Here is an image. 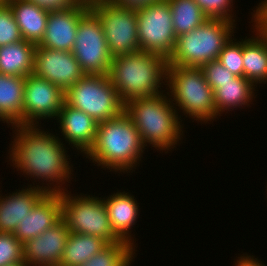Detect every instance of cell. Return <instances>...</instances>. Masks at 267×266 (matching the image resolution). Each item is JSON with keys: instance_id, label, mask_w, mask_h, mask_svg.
<instances>
[{"instance_id": "6da1fadb", "label": "cell", "mask_w": 267, "mask_h": 266, "mask_svg": "<svg viewBox=\"0 0 267 266\" xmlns=\"http://www.w3.org/2000/svg\"><path fill=\"white\" fill-rule=\"evenodd\" d=\"M40 128L39 125L12 126L15 135L9 144V161L17 171L23 172L22 175L33 177L32 180L41 179L43 185L46 183V186H41L46 193H62L67 190L62 185L70 183L73 178L70 156L60 141L62 138Z\"/></svg>"}, {"instance_id": "7a4b0ae2", "label": "cell", "mask_w": 267, "mask_h": 266, "mask_svg": "<svg viewBox=\"0 0 267 266\" xmlns=\"http://www.w3.org/2000/svg\"><path fill=\"white\" fill-rule=\"evenodd\" d=\"M145 149L137 128L123 111L98 123L94 145L85 155L94 165L120 174L133 172Z\"/></svg>"}, {"instance_id": "3957f363", "label": "cell", "mask_w": 267, "mask_h": 266, "mask_svg": "<svg viewBox=\"0 0 267 266\" xmlns=\"http://www.w3.org/2000/svg\"><path fill=\"white\" fill-rule=\"evenodd\" d=\"M168 94H156L127 101L124 112L130 117L145 147L149 144L159 151L174 149L182 140L181 115L174 109Z\"/></svg>"}, {"instance_id": "277c9868", "label": "cell", "mask_w": 267, "mask_h": 266, "mask_svg": "<svg viewBox=\"0 0 267 266\" xmlns=\"http://www.w3.org/2000/svg\"><path fill=\"white\" fill-rule=\"evenodd\" d=\"M167 66L164 57L140 51L113 57L107 76L125 104L131 99L165 93L161 86L166 85Z\"/></svg>"}, {"instance_id": "5b68a950", "label": "cell", "mask_w": 267, "mask_h": 266, "mask_svg": "<svg viewBox=\"0 0 267 266\" xmlns=\"http://www.w3.org/2000/svg\"><path fill=\"white\" fill-rule=\"evenodd\" d=\"M165 87L175 109L183 111L181 113L186 117L203 124L218 118L214 90L207 83L201 68L167 66Z\"/></svg>"}, {"instance_id": "8992f818", "label": "cell", "mask_w": 267, "mask_h": 266, "mask_svg": "<svg viewBox=\"0 0 267 266\" xmlns=\"http://www.w3.org/2000/svg\"><path fill=\"white\" fill-rule=\"evenodd\" d=\"M236 24L222 19H207L201 26L179 35L168 66L201 68L218 60L222 48L234 36Z\"/></svg>"}, {"instance_id": "52a82bcc", "label": "cell", "mask_w": 267, "mask_h": 266, "mask_svg": "<svg viewBox=\"0 0 267 266\" xmlns=\"http://www.w3.org/2000/svg\"><path fill=\"white\" fill-rule=\"evenodd\" d=\"M70 193L68 190L60 193L62 219L70 233L96 236L108 244L121 242L112 230L103 198Z\"/></svg>"}, {"instance_id": "ba28073f", "label": "cell", "mask_w": 267, "mask_h": 266, "mask_svg": "<svg viewBox=\"0 0 267 266\" xmlns=\"http://www.w3.org/2000/svg\"><path fill=\"white\" fill-rule=\"evenodd\" d=\"M65 102L85 112L97 123L124 111V103L107 75H84L65 92Z\"/></svg>"}, {"instance_id": "9c48e42d", "label": "cell", "mask_w": 267, "mask_h": 266, "mask_svg": "<svg viewBox=\"0 0 267 266\" xmlns=\"http://www.w3.org/2000/svg\"><path fill=\"white\" fill-rule=\"evenodd\" d=\"M89 9L99 18L112 57L140 52L136 8L96 0Z\"/></svg>"}, {"instance_id": "30bf717a", "label": "cell", "mask_w": 267, "mask_h": 266, "mask_svg": "<svg viewBox=\"0 0 267 266\" xmlns=\"http://www.w3.org/2000/svg\"><path fill=\"white\" fill-rule=\"evenodd\" d=\"M138 43L141 51L169 60L177 37L168 0L152 1L136 8Z\"/></svg>"}, {"instance_id": "8fae6325", "label": "cell", "mask_w": 267, "mask_h": 266, "mask_svg": "<svg viewBox=\"0 0 267 266\" xmlns=\"http://www.w3.org/2000/svg\"><path fill=\"white\" fill-rule=\"evenodd\" d=\"M71 52L85 74L108 75L113 57L100 20L91 10L79 20Z\"/></svg>"}, {"instance_id": "7c38bea8", "label": "cell", "mask_w": 267, "mask_h": 266, "mask_svg": "<svg viewBox=\"0 0 267 266\" xmlns=\"http://www.w3.org/2000/svg\"><path fill=\"white\" fill-rule=\"evenodd\" d=\"M64 101L65 92L54 83L29 74L25 77L22 125H39L42 119L56 120Z\"/></svg>"}, {"instance_id": "4fadbf2b", "label": "cell", "mask_w": 267, "mask_h": 266, "mask_svg": "<svg viewBox=\"0 0 267 266\" xmlns=\"http://www.w3.org/2000/svg\"><path fill=\"white\" fill-rule=\"evenodd\" d=\"M33 74L54 83L63 92L86 75L71 51L38 45L35 48Z\"/></svg>"}, {"instance_id": "5bb4252c", "label": "cell", "mask_w": 267, "mask_h": 266, "mask_svg": "<svg viewBox=\"0 0 267 266\" xmlns=\"http://www.w3.org/2000/svg\"><path fill=\"white\" fill-rule=\"evenodd\" d=\"M69 230L63 219L23 244V259L29 266H59Z\"/></svg>"}, {"instance_id": "9a60e30c", "label": "cell", "mask_w": 267, "mask_h": 266, "mask_svg": "<svg viewBox=\"0 0 267 266\" xmlns=\"http://www.w3.org/2000/svg\"><path fill=\"white\" fill-rule=\"evenodd\" d=\"M89 10V3L81 2L69 10L49 12L45 34L38 46L72 51L79 20Z\"/></svg>"}, {"instance_id": "2e32d148", "label": "cell", "mask_w": 267, "mask_h": 266, "mask_svg": "<svg viewBox=\"0 0 267 266\" xmlns=\"http://www.w3.org/2000/svg\"><path fill=\"white\" fill-rule=\"evenodd\" d=\"M59 123V130L62 133L65 143H69L72 149L75 148L80 154H85L94 145L98 123L85 112L76 109L65 101L56 118Z\"/></svg>"}, {"instance_id": "e0dca14e", "label": "cell", "mask_w": 267, "mask_h": 266, "mask_svg": "<svg viewBox=\"0 0 267 266\" xmlns=\"http://www.w3.org/2000/svg\"><path fill=\"white\" fill-rule=\"evenodd\" d=\"M62 219L60 193H46L30 214L20 220L14 236L24 244L51 228Z\"/></svg>"}, {"instance_id": "ac0fdd59", "label": "cell", "mask_w": 267, "mask_h": 266, "mask_svg": "<svg viewBox=\"0 0 267 266\" xmlns=\"http://www.w3.org/2000/svg\"><path fill=\"white\" fill-rule=\"evenodd\" d=\"M25 188V189H24ZM22 190L6 194H0V232L14 233L20 220L30 214L36 203L46 194L40 185L33 183Z\"/></svg>"}, {"instance_id": "d6986e66", "label": "cell", "mask_w": 267, "mask_h": 266, "mask_svg": "<svg viewBox=\"0 0 267 266\" xmlns=\"http://www.w3.org/2000/svg\"><path fill=\"white\" fill-rule=\"evenodd\" d=\"M112 230L124 242L136 247L131 230L139 217V203L129 192H116L103 198ZM131 229V230H130ZM135 243V245H134Z\"/></svg>"}, {"instance_id": "ffe728a7", "label": "cell", "mask_w": 267, "mask_h": 266, "mask_svg": "<svg viewBox=\"0 0 267 266\" xmlns=\"http://www.w3.org/2000/svg\"><path fill=\"white\" fill-rule=\"evenodd\" d=\"M23 40L38 45L47 25L49 12L26 0H7Z\"/></svg>"}, {"instance_id": "44dd1931", "label": "cell", "mask_w": 267, "mask_h": 266, "mask_svg": "<svg viewBox=\"0 0 267 266\" xmlns=\"http://www.w3.org/2000/svg\"><path fill=\"white\" fill-rule=\"evenodd\" d=\"M25 77L0 73V122L22 125Z\"/></svg>"}, {"instance_id": "7402d4cb", "label": "cell", "mask_w": 267, "mask_h": 266, "mask_svg": "<svg viewBox=\"0 0 267 266\" xmlns=\"http://www.w3.org/2000/svg\"><path fill=\"white\" fill-rule=\"evenodd\" d=\"M255 85L244 77L236 76L232 81L221 83V87L214 90V103L216 115L240 108L245 105L248 107L255 98ZM232 109V110H231Z\"/></svg>"}, {"instance_id": "603a6c76", "label": "cell", "mask_w": 267, "mask_h": 266, "mask_svg": "<svg viewBox=\"0 0 267 266\" xmlns=\"http://www.w3.org/2000/svg\"><path fill=\"white\" fill-rule=\"evenodd\" d=\"M36 45L26 40L0 47V73L27 77L33 73Z\"/></svg>"}, {"instance_id": "cb8c5ba5", "label": "cell", "mask_w": 267, "mask_h": 266, "mask_svg": "<svg viewBox=\"0 0 267 266\" xmlns=\"http://www.w3.org/2000/svg\"><path fill=\"white\" fill-rule=\"evenodd\" d=\"M251 38H243V77L256 87L267 82V43L253 28Z\"/></svg>"}, {"instance_id": "d4e9b609", "label": "cell", "mask_w": 267, "mask_h": 266, "mask_svg": "<svg viewBox=\"0 0 267 266\" xmlns=\"http://www.w3.org/2000/svg\"><path fill=\"white\" fill-rule=\"evenodd\" d=\"M108 243L99 237L69 233L59 266H79L104 249Z\"/></svg>"}, {"instance_id": "484cf974", "label": "cell", "mask_w": 267, "mask_h": 266, "mask_svg": "<svg viewBox=\"0 0 267 266\" xmlns=\"http://www.w3.org/2000/svg\"><path fill=\"white\" fill-rule=\"evenodd\" d=\"M176 37L201 26L208 18L193 0H168Z\"/></svg>"}, {"instance_id": "4316f807", "label": "cell", "mask_w": 267, "mask_h": 266, "mask_svg": "<svg viewBox=\"0 0 267 266\" xmlns=\"http://www.w3.org/2000/svg\"><path fill=\"white\" fill-rule=\"evenodd\" d=\"M137 250L127 242L109 243L104 249L79 266H131Z\"/></svg>"}, {"instance_id": "83f0119b", "label": "cell", "mask_w": 267, "mask_h": 266, "mask_svg": "<svg viewBox=\"0 0 267 266\" xmlns=\"http://www.w3.org/2000/svg\"><path fill=\"white\" fill-rule=\"evenodd\" d=\"M218 61L235 76L243 77V39L237 41L231 37L222 48Z\"/></svg>"}, {"instance_id": "f1b7e54d", "label": "cell", "mask_w": 267, "mask_h": 266, "mask_svg": "<svg viewBox=\"0 0 267 266\" xmlns=\"http://www.w3.org/2000/svg\"><path fill=\"white\" fill-rule=\"evenodd\" d=\"M23 40L10 6H0V47Z\"/></svg>"}, {"instance_id": "f546056e", "label": "cell", "mask_w": 267, "mask_h": 266, "mask_svg": "<svg viewBox=\"0 0 267 266\" xmlns=\"http://www.w3.org/2000/svg\"><path fill=\"white\" fill-rule=\"evenodd\" d=\"M23 244L14 236V233L0 232V266L22 262Z\"/></svg>"}, {"instance_id": "4dcf8cb0", "label": "cell", "mask_w": 267, "mask_h": 266, "mask_svg": "<svg viewBox=\"0 0 267 266\" xmlns=\"http://www.w3.org/2000/svg\"><path fill=\"white\" fill-rule=\"evenodd\" d=\"M208 19H222L235 22L233 0H193ZM231 9V10H230Z\"/></svg>"}, {"instance_id": "1f68e13d", "label": "cell", "mask_w": 267, "mask_h": 266, "mask_svg": "<svg viewBox=\"0 0 267 266\" xmlns=\"http://www.w3.org/2000/svg\"><path fill=\"white\" fill-rule=\"evenodd\" d=\"M201 69L203 70L207 83L213 90L221 87V83L230 82L236 77L233 73L225 69L218 60L204 64Z\"/></svg>"}, {"instance_id": "d6a6232c", "label": "cell", "mask_w": 267, "mask_h": 266, "mask_svg": "<svg viewBox=\"0 0 267 266\" xmlns=\"http://www.w3.org/2000/svg\"><path fill=\"white\" fill-rule=\"evenodd\" d=\"M48 12L64 11L77 7L81 0H26Z\"/></svg>"}, {"instance_id": "836d02e7", "label": "cell", "mask_w": 267, "mask_h": 266, "mask_svg": "<svg viewBox=\"0 0 267 266\" xmlns=\"http://www.w3.org/2000/svg\"><path fill=\"white\" fill-rule=\"evenodd\" d=\"M252 13V27L267 43V11L259 4Z\"/></svg>"}, {"instance_id": "e575fe53", "label": "cell", "mask_w": 267, "mask_h": 266, "mask_svg": "<svg viewBox=\"0 0 267 266\" xmlns=\"http://www.w3.org/2000/svg\"><path fill=\"white\" fill-rule=\"evenodd\" d=\"M246 255H241L240 257L237 258L236 262L234 261L235 266H265L260 259L258 260L255 258L253 255L251 256L245 253Z\"/></svg>"}, {"instance_id": "d590c367", "label": "cell", "mask_w": 267, "mask_h": 266, "mask_svg": "<svg viewBox=\"0 0 267 266\" xmlns=\"http://www.w3.org/2000/svg\"><path fill=\"white\" fill-rule=\"evenodd\" d=\"M121 7L138 8L156 0H110Z\"/></svg>"}, {"instance_id": "8d00e7d4", "label": "cell", "mask_w": 267, "mask_h": 266, "mask_svg": "<svg viewBox=\"0 0 267 266\" xmlns=\"http://www.w3.org/2000/svg\"><path fill=\"white\" fill-rule=\"evenodd\" d=\"M6 266H29V265H27L24 261H22V262L13 263V264L6 265Z\"/></svg>"}, {"instance_id": "74e56055", "label": "cell", "mask_w": 267, "mask_h": 266, "mask_svg": "<svg viewBox=\"0 0 267 266\" xmlns=\"http://www.w3.org/2000/svg\"><path fill=\"white\" fill-rule=\"evenodd\" d=\"M259 4L267 11V0H263Z\"/></svg>"}, {"instance_id": "f35d334b", "label": "cell", "mask_w": 267, "mask_h": 266, "mask_svg": "<svg viewBox=\"0 0 267 266\" xmlns=\"http://www.w3.org/2000/svg\"><path fill=\"white\" fill-rule=\"evenodd\" d=\"M82 2H86V3H92V2H94V1H96V0H81Z\"/></svg>"}, {"instance_id": "ab89813d", "label": "cell", "mask_w": 267, "mask_h": 266, "mask_svg": "<svg viewBox=\"0 0 267 266\" xmlns=\"http://www.w3.org/2000/svg\"><path fill=\"white\" fill-rule=\"evenodd\" d=\"M7 3V0H0V6L4 5Z\"/></svg>"}]
</instances>
